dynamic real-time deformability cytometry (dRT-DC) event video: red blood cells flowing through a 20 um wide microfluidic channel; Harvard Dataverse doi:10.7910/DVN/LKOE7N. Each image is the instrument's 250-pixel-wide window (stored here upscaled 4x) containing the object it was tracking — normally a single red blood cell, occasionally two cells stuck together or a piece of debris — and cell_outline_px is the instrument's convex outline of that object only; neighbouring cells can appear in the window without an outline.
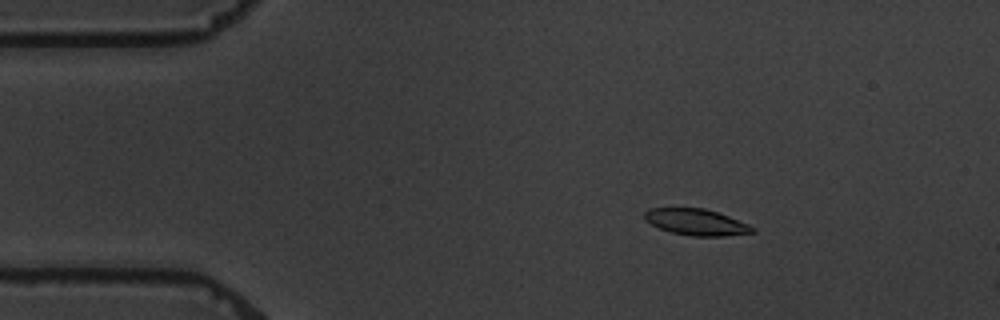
{"species": "common noctule bat (a hibernating species)", "species_latin": "Nyctalus noctula", "temperature_condition": "warm", "stored_images_in_passage": 6, "camera_frame_rate_fps": 3000, "um_per_image_px": 0.085, "animal": {"sex": "male", "body_mass_g": 19.5, "forearm_length_mm": 54.6}, "frame": {"image": 1, "passage_image": 3, "time_ms": 2.0, "image_size_px": [1000, 320], "cell_outline_px": [[756, 232], [724, 236], [692, 236], [672, 232], [660, 228], [644, 220], [644, 212], [648, 208], [704, 208], [728, 216], [748, 224], [756, 228]], "centroid_in_image_um": [59.18, 18.88], "position_along_channel_um": 25.8, "area_um2": 16.47}}